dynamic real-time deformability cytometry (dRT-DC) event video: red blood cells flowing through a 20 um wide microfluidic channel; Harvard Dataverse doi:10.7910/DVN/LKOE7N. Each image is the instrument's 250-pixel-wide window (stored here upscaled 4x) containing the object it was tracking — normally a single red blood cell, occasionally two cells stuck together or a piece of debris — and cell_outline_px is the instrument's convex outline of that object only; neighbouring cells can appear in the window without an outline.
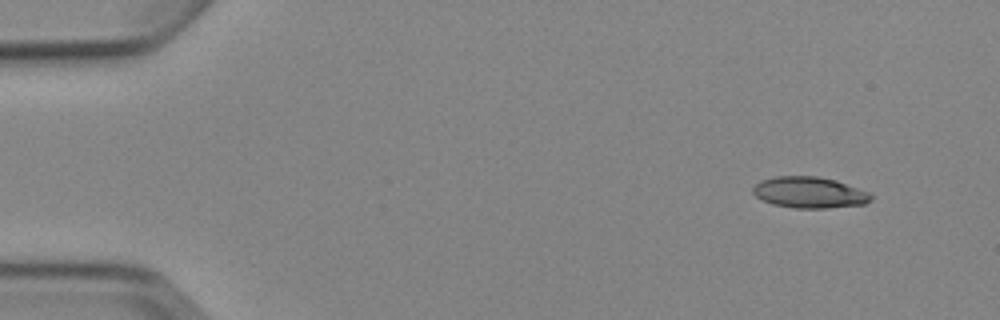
{"species": "Egyptian fruit bat (a non-hibernating species)", "species_latin": "Rousettus aegyptiacus", "temperature_condition": "cold", "stored_images_in_passage": 4, "camera_frame_rate_fps": 3000, "um_per_image_px": 0.085, "animal": {"sex": "female"}, "frame": {"image": 1, "passage_image": 1, "time_ms": 0.0, "image_size_px": [1000, 320], "cell_outline_px": [[872, 200], [864, 204], [828, 208], [796, 208], [772, 204], [756, 196], [752, 192], [752, 188], [760, 180], [776, 176], [816, 176], [836, 180], [868, 192], [872, 196]], "centroid_in_image_um": [68.79, 16.36], "position_along_channel_um": 16.2, "area_um2": 21.39}}
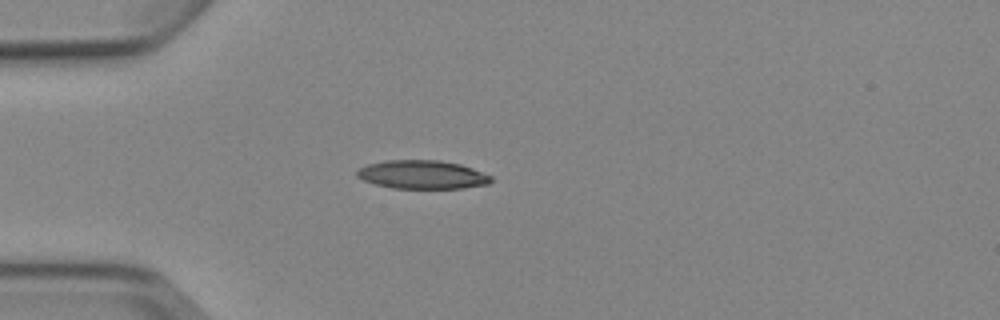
{"frame": {"image": 2, "passage_image": 4, "time_ms": 3.333, "image_size_px": [1000, 320], "cell_outline_px": [[492, 180], [488, 184], [464, 188], [392, 188], [376, 184], [364, 180], [356, 176], [356, 172], [360, 168], [368, 164], [384, 160], [440, 160], [460, 164], [472, 168], [492, 176]], "centroid_in_image_um": [35.9, 14.84], "position_along_channel_um": 49.1, "area_um2": 22.25}}